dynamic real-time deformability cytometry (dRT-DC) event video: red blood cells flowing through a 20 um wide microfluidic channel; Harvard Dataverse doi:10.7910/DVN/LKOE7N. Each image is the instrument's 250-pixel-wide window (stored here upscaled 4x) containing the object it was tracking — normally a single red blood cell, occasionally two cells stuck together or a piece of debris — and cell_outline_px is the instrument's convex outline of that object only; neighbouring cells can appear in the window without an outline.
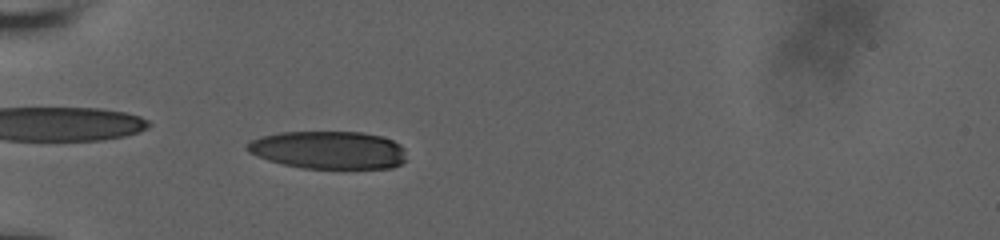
{"species": "human", "species_latin": "Homo sapiens", "temperature_condition": "room temperature", "stored_images_in_passage": 58, "camera_frame_rate_fps": 3000, "um_per_image_px": 0.085, "donor": {"sex": "male"}, "frame": {"image": 1, "passage_image": 21, "time_ms": 6.667, "image_size_px": [1000, 240], "cell_outline_px": [[404, 160], [400, 164], [392, 168], [304, 168], [284, 164], [268, 160], [256, 156], [248, 152], [244, 148], [252, 140], [260, 136], [280, 132], [360, 132], [380, 136], [392, 140], [400, 144], [404, 148]], "centroid_in_image_um": [27.9, 12.75], "position_along_channel_um": 57.1, "area_um2": 35.03}}
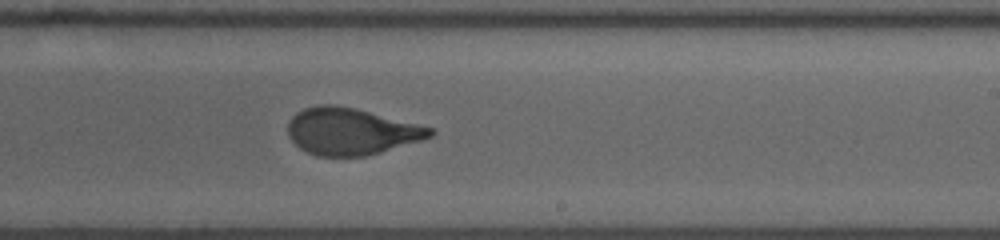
{"frame": {"image": 2, "passage_image": 38, "time_ms": 12.333, "image_size_px": [1000, 240], "cell_outline_px": [[436, 132], [432, 136], [420, 140], [380, 152], [364, 156], [316, 156], [300, 148], [288, 136], [288, 120], [296, 112], [304, 108], [320, 104], [336, 104], [356, 108], [432, 128]], "centroid_in_image_um": [29.79, 11.15], "position_along_channel_um": 259.2, "area_um2": 38.61}}
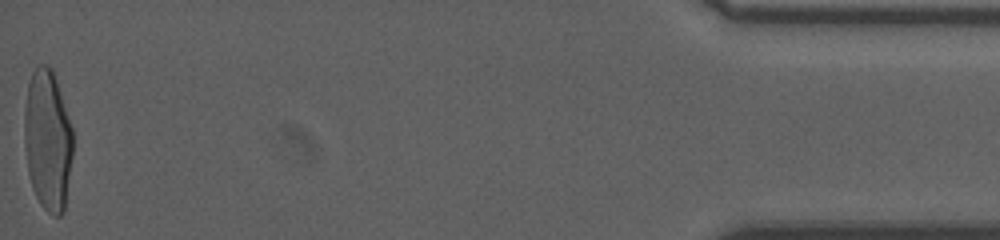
{"frame": {"image": 3, "passage_image": 58, "time_ms": 19.0, "image_size_px": [1000, 240], "cell_outline_px": [[72, 156], [64, 212], [60, 216], [52, 216], [40, 204], [32, 188], [28, 172], [24, 144], [24, 108], [28, 84], [32, 72], [36, 64], [44, 64], [52, 68], [72, 128]], "centroid_in_image_um": [4.04, 11.92], "position_along_channel_um": 431.2, "area_um2": 39.94}, "authors_computed_cell_mechanics": {"area_um2": 38.3503, "velocity_mm_per_s": 3.8621, "shape_relaxation_time_tau1_ms": 5.0622, "shape_relaxation_time_tau2_ms": null, "deformation_change_tau1": 0.2024, "deformation_change_tau2": null}}